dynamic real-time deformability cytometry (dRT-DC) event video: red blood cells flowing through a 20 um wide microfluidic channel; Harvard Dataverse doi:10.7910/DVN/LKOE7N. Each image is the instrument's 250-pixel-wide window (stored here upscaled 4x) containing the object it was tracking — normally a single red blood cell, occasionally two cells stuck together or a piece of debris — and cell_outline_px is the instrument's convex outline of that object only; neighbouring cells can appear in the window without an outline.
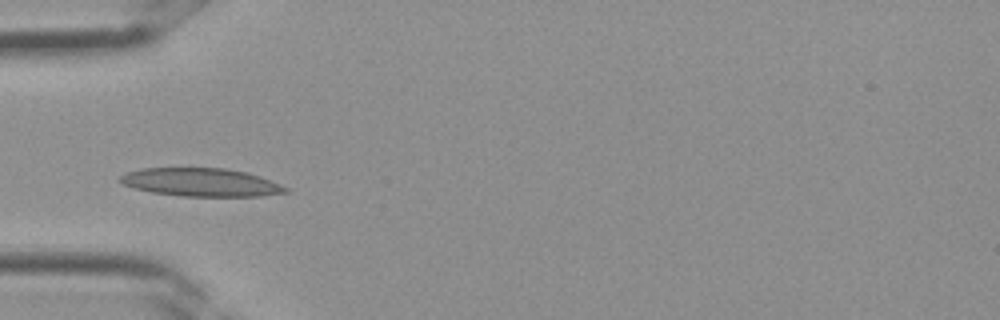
{"species": "Egyptian fruit bat (a non-hibernating species)", "species_latin": "Rousettus aegyptiacus", "temperature_condition": "room temperature", "stored_images_in_passage": 2, "camera_frame_rate_fps": 3000, "um_per_image_px": 0.085, "frame": {"image": 1, "passage_image": 2, "time_ms": 0.333, "image_size_px": [1000, 320], "cell_outline_px": [[288, 192], [260, 196], [180, 196], [152, 192], [136, 188], [124, 184], [116, 180], [124, 172], [140, 168], [224, 168], [248, 172], [260, 176], [280, 184], [288, 188]], "centroid_in_image_um": [17.06, 15.49], "position_along_channel_um": 67.9, "area_um2": 27.28}}